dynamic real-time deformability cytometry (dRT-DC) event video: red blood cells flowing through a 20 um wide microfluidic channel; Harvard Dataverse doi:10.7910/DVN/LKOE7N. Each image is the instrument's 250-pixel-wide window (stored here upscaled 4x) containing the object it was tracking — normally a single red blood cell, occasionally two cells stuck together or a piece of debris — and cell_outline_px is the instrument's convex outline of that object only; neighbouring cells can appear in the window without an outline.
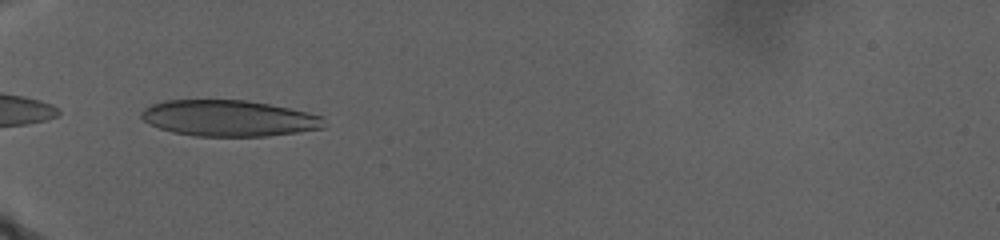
{"species": "human", "species_latin": "Homo sapiens", "temperature_condition": "warm", "stored_images_in_passage": 4, "camera_frame_rate_fps": 3000, "um_per_image_px": 0.085, "donor": {"sex": "male"}, "frame": {"image": 1, "passage_image": 1, "time_ms": 0.0, "image_size_px": [1000, 240], "cell_outline_px": [[324, 128], [268, 136], [196, 136], [172, 132], [148, 124], [140, 116], [140, 112], [144, 108], [152, 104], [164, 100], [248, 100], [308, 112], [324, 116]], "centroid_in_image_um": [19.43, 10.05], "position_along_channel_um": 65.6, "area_um2": 38.55}}